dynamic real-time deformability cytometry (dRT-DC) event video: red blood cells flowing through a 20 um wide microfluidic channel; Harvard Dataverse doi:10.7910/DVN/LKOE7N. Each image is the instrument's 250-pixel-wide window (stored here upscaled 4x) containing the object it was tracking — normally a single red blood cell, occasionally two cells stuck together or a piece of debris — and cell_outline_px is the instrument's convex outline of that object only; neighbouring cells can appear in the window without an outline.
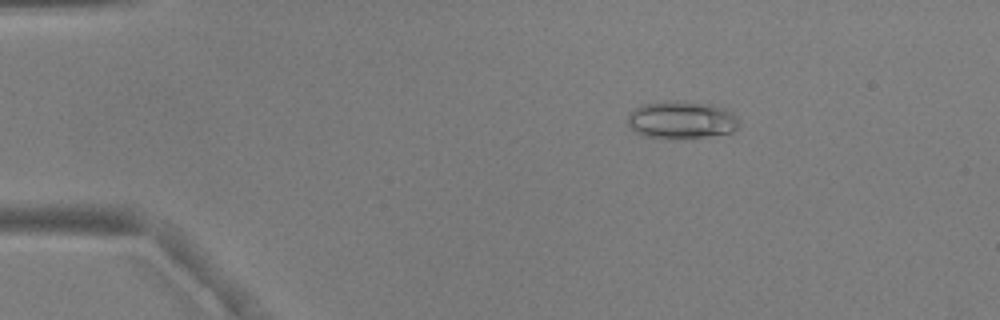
{"species": "common noctule bat (a hibernating species)", "species_latin": "Nyctalus noctula", "temperature_condition": "warm", "stored_images_in_passage": 53, "camera_frame_rate_fps": 3000, "um_per_image_px": 0.085, "animal": {"sex": "male", "body_mass_g": 17.9, "forearm_length_mm": 54.2}, "frame": {"image": 1, "passage_image": 9, "time_ms": 2.667, "image_size_px": [1000, 320], "cell_outline_px": [[740, 124], [732, 132], [684, 140], [672, 140], [644, 136], [628, 128], [628, 116], [636, 108], [644, 104], [668, 100], [676, 100], [712, 104], [724, 108], [732, 112], [736, 116]], "centroid_in_image_um": [57.92, 10.21], "position_along_channel_um": 27.1, "area_um2": 24.97}}
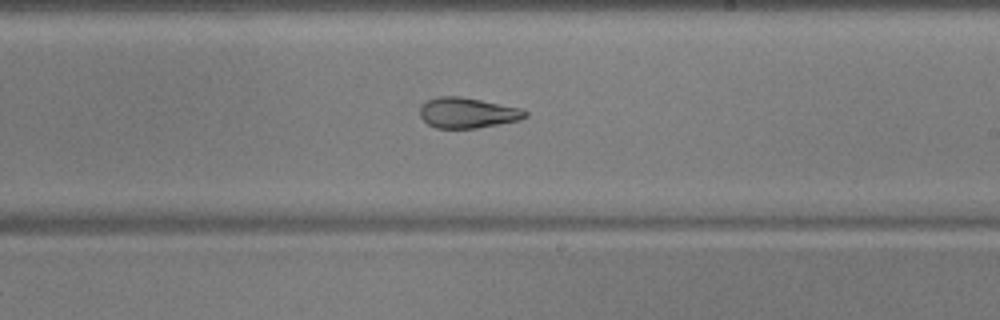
{"frame": {"image": 2, "passage_image": 32, "time_ms": 10.333, "image_size_px": [1000, 320], "cell_outline_px": [[528, 116], [520, 120], [500, 124], [476, 128], [436, 128], [428, 124], [420, 116], [420, 108], [428, 100], [440, 96], [460, 96], [520, 108], [528, 112]], "centroid_in_image_um": [39.76, 9.6], "position_along_channel_um": 249.2, "area_um2": 18.55}}
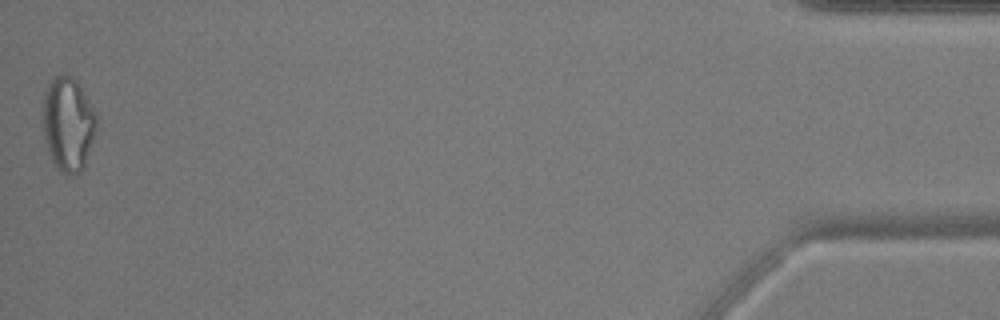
{"frame": {"image": 3, "passage_image": 53, "time_ms": 17.333, "image_size_px": [1000, 320], "cell_outline_px": [[96, 128], [84, 168], [80, 172], [68, 176], [60, 172], [56, 168], [52, 160], [44, 140], [44, 92], [52, 76], [60, 72], [72, 76], [76, 80], [96, 112]], "centroid_in_image_um": [5.78, 10.53], "position_along_channel_um": 429.4, "area_um2": 29.54}, "authors_computed_cell_mechanics": {"area_um2": 21.5016, "velocity_mm_per_s": 3.8205, "shape_relaxation_time_tau1_ms": null, "shape_relaxation_time_tau2_ms": 1.9884, "deformation_change_tau1": null, "deformation_change_tau2": 0.0986}}